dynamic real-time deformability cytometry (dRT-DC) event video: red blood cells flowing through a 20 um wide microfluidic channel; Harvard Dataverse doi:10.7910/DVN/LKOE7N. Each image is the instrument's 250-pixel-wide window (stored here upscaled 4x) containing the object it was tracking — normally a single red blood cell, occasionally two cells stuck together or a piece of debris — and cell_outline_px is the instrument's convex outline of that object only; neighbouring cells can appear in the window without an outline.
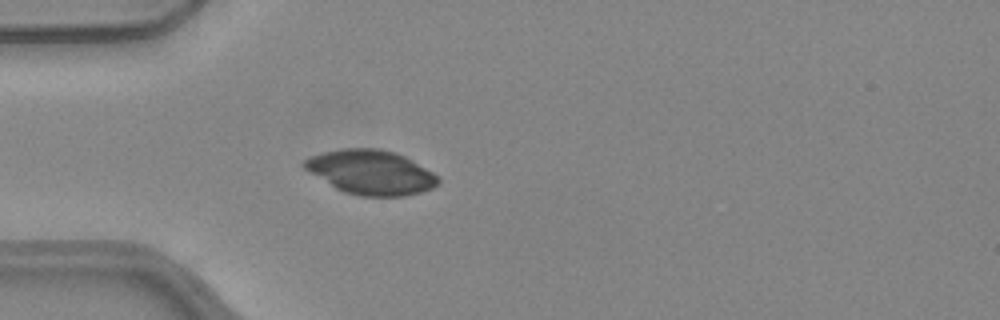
{"species": "common noctule bat (a hibernating species)", "species_latin": "Nyctalus noctula", "temperature_condition": "warm", "stored_images_in_passage": 49, "camera_frame_rate_fps": 3000, "um_per_image_px": 0.085, "animal": {"sex": "female", "body_mass_g": 24.6, "forearm_length_mm": 56.2}, "frame": {"image": 1, "passage_image": 13, "time_ms": 4.0, "image_size_px": [1000, 320], "cell_outline_px": [[440, 184], [432, 188], [420, 192], [404, 196], [360, 196], [344, 192], [336, 188], [304, 168], [300, 164], [304, 160], [312, 156], [324, 152], [344, 148], [376, 148], [396, 152], [404, 156], [440, 176]], "centroid_in_image_um": [31.56, 14.64], "position_along_channel_um": 53.4, "area_um2": 34.51}}
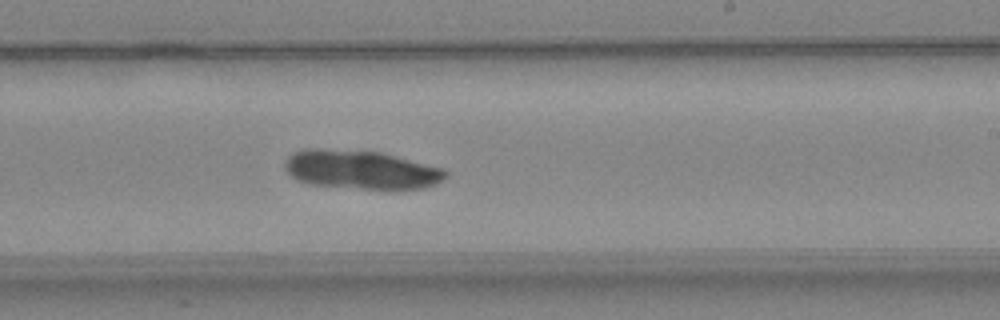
{"frame": {"image": 2, "passage_image": 29, "time_ms": 9.333, "image_size_px": [1000, 320], "cell_outline_px": [[448, 176], [436, 184], [424, 188], [364, 188], [308, 184], [296, 180], [284, 168], [284, 160], [292, 152], [304, 148], [320, 148], [380, 152], [444, 168], [448, 172]], "centroid_in_image_um": [30.65, 14.4], "position_along_channel_um": 258.4, "area_um2": 36.3}}
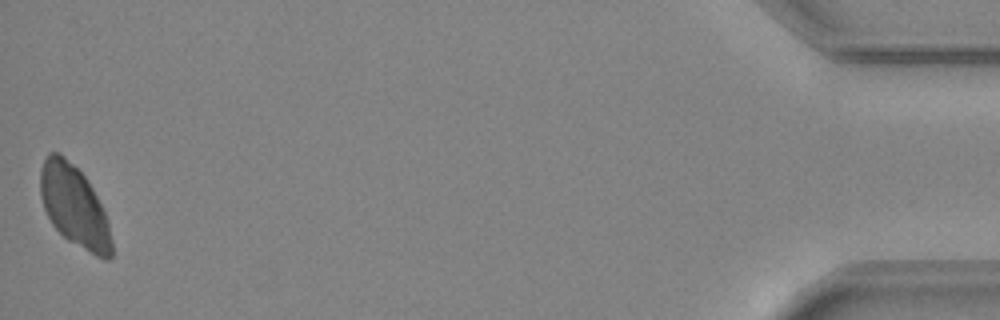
{"frame": {"image": 3, "passage_image": 49, "time_ms": 16.0, "image_size_px": [1000, 320], "cell_outline_px": [[112, 256], [108, 260], [104, 260], [96, 256], [68, 240], [52, 224], [44, 208], [40, 196], [40, 168], [48, 152], [60, 152], [88, 180], [104, 212], [108, 224], [112, 240]], "centroid_in_image_um": [6.3, 17.52], "position_along_channel_um": 428.9, "area_um2": 33.52}}